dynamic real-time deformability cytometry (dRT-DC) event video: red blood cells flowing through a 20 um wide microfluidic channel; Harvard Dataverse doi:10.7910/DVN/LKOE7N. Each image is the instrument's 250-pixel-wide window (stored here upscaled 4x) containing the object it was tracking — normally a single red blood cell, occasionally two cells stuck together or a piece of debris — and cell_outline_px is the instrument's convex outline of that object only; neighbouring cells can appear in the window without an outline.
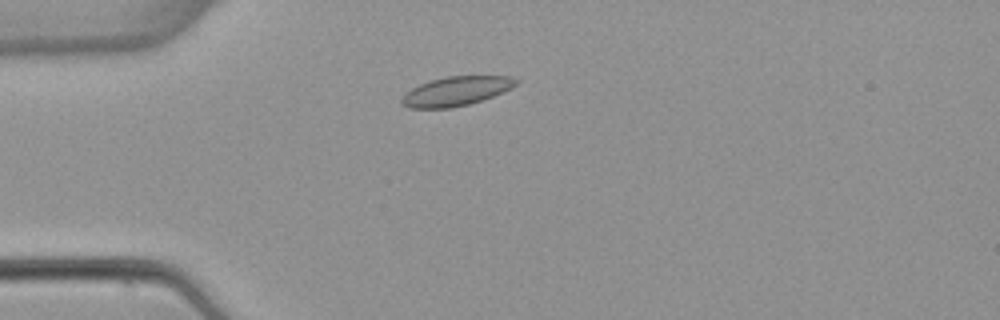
{"species": "common noctule bat (a hibernating species)", "species_latin": "Nyctalus noctula", "temperature_condition": "warm", "stored_images_in_passage": 2, "camera_frame_rate_fps": 3000, "um_per_image_px": 0.085, "animal": {"sex": "female", "body_mass_g": 22.7, "forearm_length_mm": 54.2}, "frame": {"image": 1, "passage_image": 1, "time_ms": 0.0, "image_size_px": [1000, 320], "cell_outline_px": [[520, 80], [512, 88], [492, 96], [468, 104], [452, 108], [408, 108], [400, 104], [400, 100], [412, 88], [420, 84], [444, 76], [512, 76]], "centroid_in_image_um": [38.77, 7.74], "position_along_channel_um": 46.2, "area_um2": 19.36}}
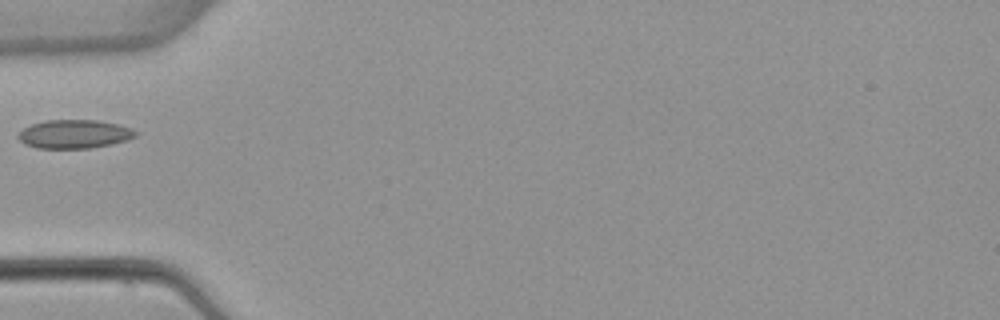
{"frame": {"image": 2, "passage_image": 2, "time_ms": 1.333, "image_size_px": [1000, 320], "cell_outline_px": [[140, 132], [136, 136], [128, 140], [112, 144], [92, 148], [36, 148], [24, 144], [16, 136], [24, 128], [32, 124], [44, 120], [96, 120], [116, 124], [132, 128]], "centroid_in_image_um": [6.34, 11.4], "position_along_channel_um": 78.7, "area_um2": 19.71}}